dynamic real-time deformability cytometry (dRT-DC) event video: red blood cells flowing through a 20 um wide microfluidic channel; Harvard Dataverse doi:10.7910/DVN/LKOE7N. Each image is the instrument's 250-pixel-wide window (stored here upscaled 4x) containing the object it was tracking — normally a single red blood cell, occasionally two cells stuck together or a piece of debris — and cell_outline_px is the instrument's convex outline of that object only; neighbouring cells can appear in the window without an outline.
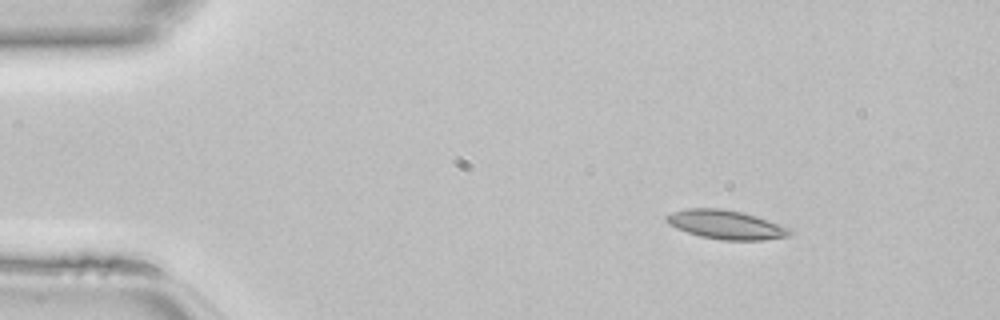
{"species": "common noctule bat (a hibernating species)", "species_latin": "Nyctalus noctula", "temperature_condition": "room temperature", "stored_images_in_passage": 46, "camera_frame_rate_fps": 3000, "um_per_image_px": 0.085, "animal": {"sex": "female", "body_mass_g": 22.7, "forearm_length_mm": 54.2}, "frame": {"image": 1, "passage_image": 6, "time_ms": 1.667, "image_size_px": [1000, 320], "cell_outline_px": [[792, 232], [788, 236], [764, 240], [724, 240], [700, 236], [676, 228], [668, 224], [664, 220], [664, 216], [672, 212], [688, 208], [720, 208], [744, 212], [792, 228]], "centroid_in_image_um": [61.7, 19.09], "position_along_channel_um": 23.3, "area_um2": 20.92}}
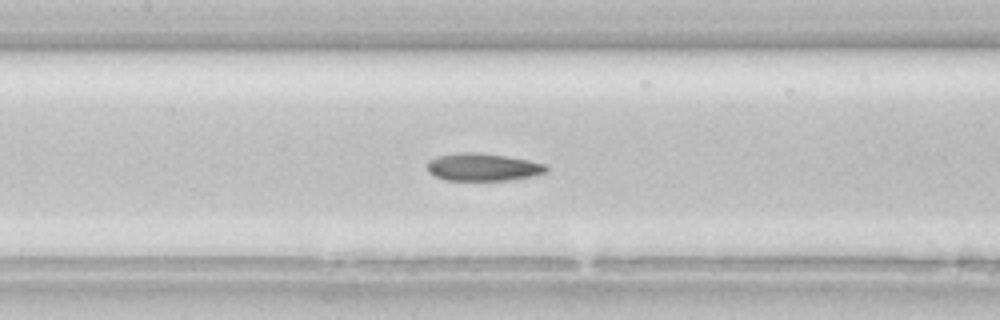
{"frame": {"image": 2, "passage_image": 21, "time_ms": 6.667, "image_size_px": [1000, 320], "cell_outline_px": [[548, 172], [536, 176], [508, 180], [444, 180], [428, 172], [428, 160], [436, 156], [460, 152], [480, 152], [508, 156], [528, 160], [544, 164], [548, 168]], "centroid_in_image_um": [41.06, 14.2], "position_along_channel_um": 166.3, "area_um2": 19.36}}
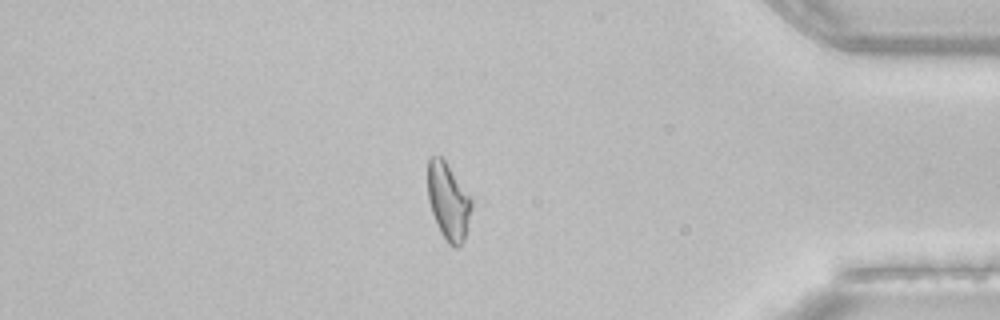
{"frame": {"image": 3, "passage_image": 39, "time_ms": 12.667, "image_size_px": [1000, 320], "cell_outline_px": [[472, 208], [464, 240], [456, 248], [448, 244], [440, 232], [432, 212], [428, 200], [428, 160], [432, 156], [440, 156], [444, 160], [472, 196]], "centroid_in_image_um": [38.12, 17.12], "position_along_channel_um": 397.1, "area_um2": 19.65}}